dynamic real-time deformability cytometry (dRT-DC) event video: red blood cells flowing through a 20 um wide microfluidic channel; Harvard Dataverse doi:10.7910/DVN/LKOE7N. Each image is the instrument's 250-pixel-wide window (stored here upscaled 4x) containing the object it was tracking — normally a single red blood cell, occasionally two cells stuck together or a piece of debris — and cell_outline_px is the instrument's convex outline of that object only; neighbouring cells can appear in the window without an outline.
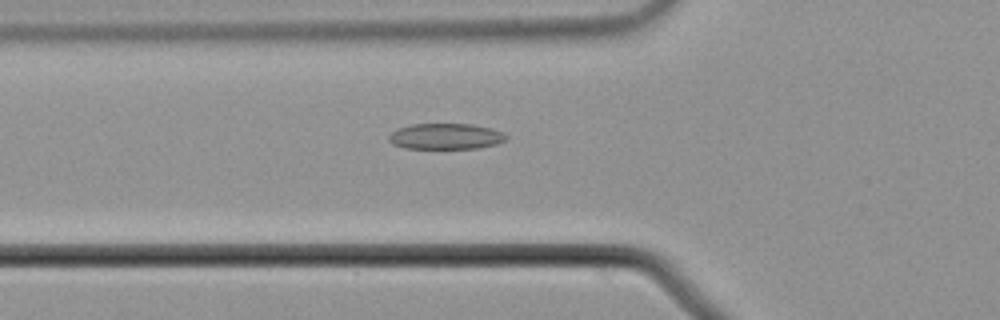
{"species": "common noctule bat (a hibernating species)", "species_latin": "Nyctalus noctula", "temperature_condition": "cold", "stored_images_in_passage": 56, "camera_frame_rate_fps": 3000, "um_per_image_px": 0.085, "animal": {"sex": "male", "body_mass_g": 21.5, "forearm_length_mm": 52.0}, "frame": {"image": 1, "passage_image": 20, "time_ms": 6.333, "image_size_px": [1000, 320], "cell_outline_px": [[508, 136], [504, 140], [496, 144], [476, 148], [404, 148], [392, 144], [388, 140], [388, 136], [396, 128], [408, 124], [472, 124], [492, 128], [504, 132]], "centroid_in_image_um": [37.85, 11.58], "position_along_channel_um": 87.9, "area_um2": 17.8}}
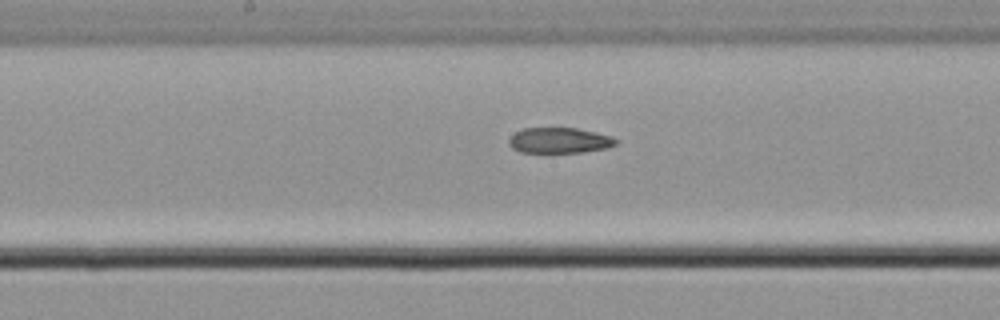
{"frame": {"image": 2, "passage_image": 29, "time_ms": 9.333, "image_size_px": [1000, 320], "cell_outline_px": [[620, 140], [616, 144], [608, 148], [584, 152], [520, 152], [512, 148], [508, 144], [508, 140], [516, 132], [524, 128], [576, 128], [596, 132], [612, 136]], "centroid_in_image_um": [47.59, 11.93], "position_along_channel_um": 200.6, "area_um2": 16.01}}
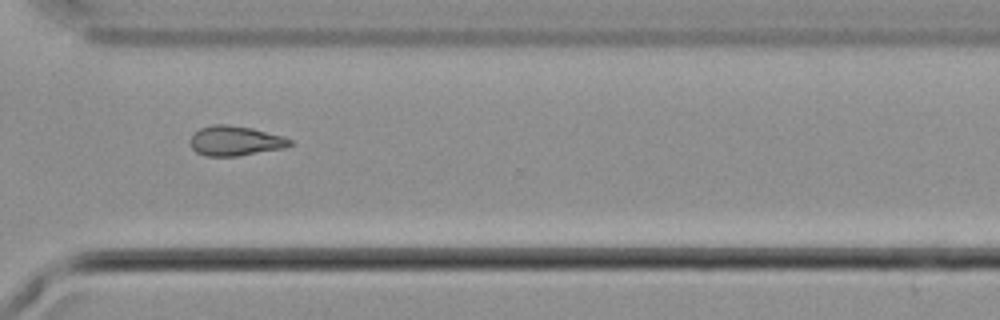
{"frame": {"image": 3, "passage_image": 41, "time_ms": 13.333, "image_size_px": [1000, 320], "cell_outline_px": [[292, 144], [284, 148], [236, 156], [208, 156], [196, 152], [188, 144], [188, 140], [200, 128], [212, 124], [228, 124], [252, 128], [284, 136], [292, 140]], "centroid_in_image_um": [19.97, 11.96], "position_along_channel_um": 350.6, "area_um2": 17.4}}